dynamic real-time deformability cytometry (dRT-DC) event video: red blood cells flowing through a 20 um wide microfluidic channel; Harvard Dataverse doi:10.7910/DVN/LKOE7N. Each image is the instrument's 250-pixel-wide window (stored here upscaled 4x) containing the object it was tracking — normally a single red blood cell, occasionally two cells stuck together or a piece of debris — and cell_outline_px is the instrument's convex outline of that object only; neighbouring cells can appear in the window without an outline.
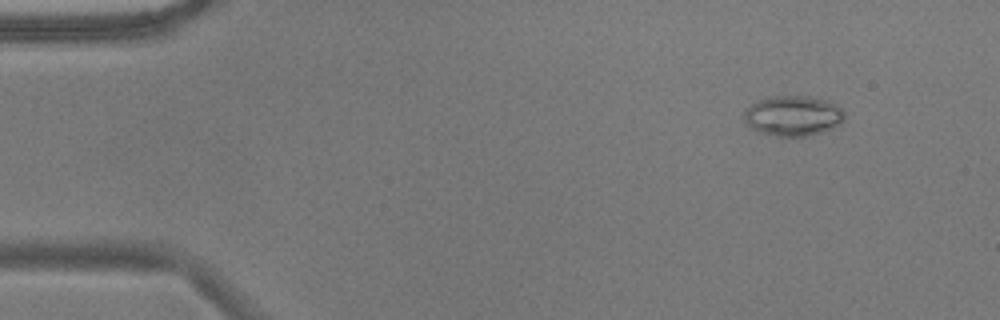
{"species": "common noctule bat (a hibernating species)", "species_latin": "Nyctalus noctula", "temperature_condition": "warm", "stored_images_in_passage": 53, "camera_frame_rate_fps": 3000, "um_per_image_px": 0.085, "animal": {"sex": "male", "body_mass_g": 17.9}, "frame": {"image": 1, "passage_image": 5, "time_ms": 1.333, "image_size_px": [1000, 320], "cell_outline_px": [[844, 120], [840, 124], [832, 128], [808, 136], [776, 136], [760, 132], [752, 128], [744, 120], [744, 112], [752, 104], [768, 96], [812, 96], [828, 100], [836, 104], [844, 112]], "centroid_in_image_um": [67.43, 9.83], "position_along_channel_um": 17.6, "area_um2": 23.52}}
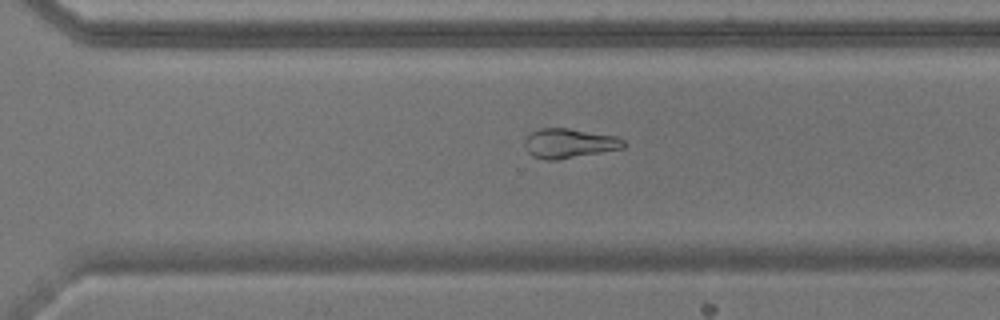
{"frame": {"image": 2, "passage_image": 37, "time_ms": 12.0, "image_size_px": [1000, 320], "cell_outline_px": [[624, 148], [560, 160], [548, 160], [532, 156], [528, 152], [524, 144], [524, 140], [532, 132], [540, 128], [568, 128], [616, 136], [624, 140]], "centroid_in_image_um": [48.37, 12.19], "position_along_channel_um": 322.2, "area_um2": 17.05}}
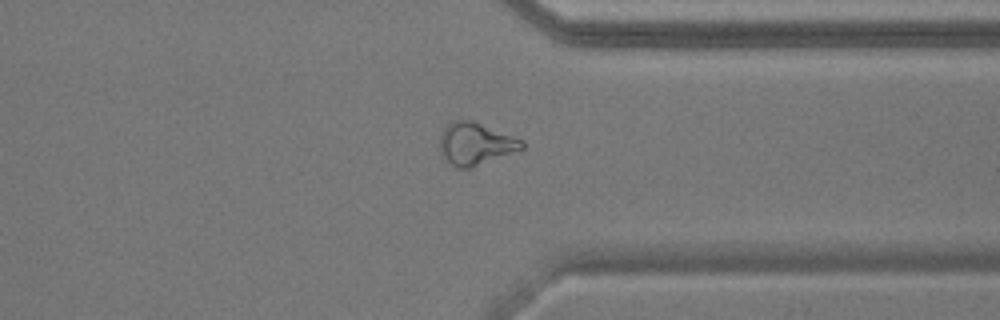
{"frame": {"image": 3, "passage_image": 41, "time_ms": 13.333, "image_size_px": [1000, 320], "cell_outline_px": [[524, 148], [472, 168], [460, 168], [452, 164], [440, 152], [440, 136], [444, 128], [452, 120], [472, 120], [524, 140]], "centroid_in_image_um": [40.43, 12.21], "position_along_channel_um": 371.0, "area_um2": 20.06}, "authors_computed_cell_mechanics": {"area_um2": 20.4612, "velocity_mm_per_s": 3.7524, "shape_relaxation_time_tau1_ms": null, "shape_relaxation_time_tau2_ms": 4.5669, "deformation_change_tau1": null, "deformation_change_tau2": 0.105}}